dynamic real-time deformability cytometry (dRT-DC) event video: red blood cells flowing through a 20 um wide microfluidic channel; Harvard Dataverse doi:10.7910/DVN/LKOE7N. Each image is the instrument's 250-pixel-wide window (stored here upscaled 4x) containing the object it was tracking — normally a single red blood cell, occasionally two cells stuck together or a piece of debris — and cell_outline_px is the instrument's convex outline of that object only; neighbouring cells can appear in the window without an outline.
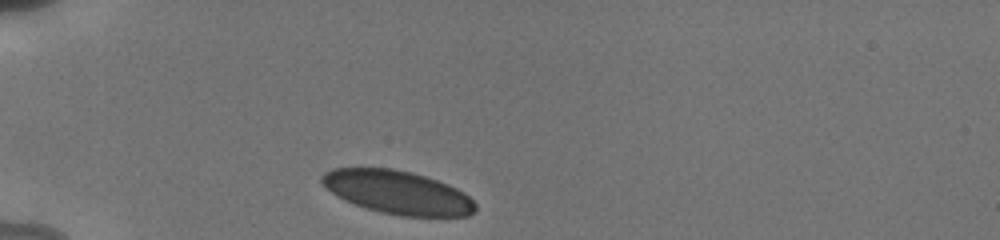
{"species": "human", "species_latin": "Homo sapiens", "temperature_condition": "cold", "stored_images_in_passage": 5, "camera_frame_rate_fps": 3000, "um_per_image_px": 0.085, "donor": {"sex": "male"}, "frame": {"image": 1, "passage_image": 1, "time_ms": 0.0, "image_size_px": [1000, 240], "cell_outline_px": [[476, 212], [468, 216], [400, 216], [380, 212], [344, 200], [336, 196], [320, 180], [320, 176], [324, 172], [332, 168], [392, 168], [412, 172], [448, 184], [464, 192], [476, 204]], "centroid_in_image_um": [33.81, 16.35], "position_along_channel_um": 51.2, "area_um2": 38.73}}
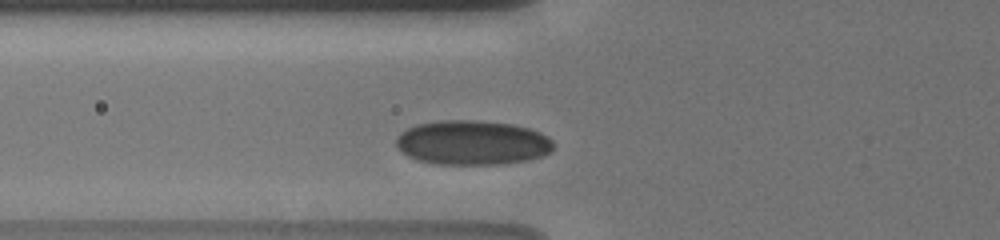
{"frame": {"image": 2, "passage_image": 3, "time_ms": 1.667, "image_size_px": [1000, 240], "cell_outline_px": [[552, 152], [528, 160], [500, 164], [432, 164], [408, 156], [396, 144], [396, 136], [400, 132], [416, 124], [440, 120], [480, 120], [512, 124], [528, 128], [540, 132], [548, 136], [552, 140]], "centroid_in_image_um": [40.15, 12.12], "position_along_channel_um": 85.6, "area_um2": 40.86}}
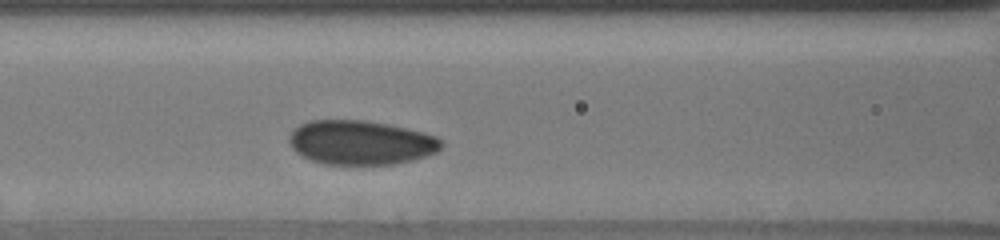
{"frame": {"image": 3, "passage_image": 5, "time_ms": 3.0, "image_size_px": [1000, 240], "cell_outline_px": [[444, 144], [436, 152], [412, 160], [392, 164], [324, 164], [312, 160], [296, 152], [292, 148], [288, 140], [288, 136], [300, 124], [308, 120], [364, 120], [388, 124], [424, 132], [436, 136]], "centroid_in_image_um": [30.65, 12.11], "position_along_channel_um": 135.9, "area_um2": 39.13}}